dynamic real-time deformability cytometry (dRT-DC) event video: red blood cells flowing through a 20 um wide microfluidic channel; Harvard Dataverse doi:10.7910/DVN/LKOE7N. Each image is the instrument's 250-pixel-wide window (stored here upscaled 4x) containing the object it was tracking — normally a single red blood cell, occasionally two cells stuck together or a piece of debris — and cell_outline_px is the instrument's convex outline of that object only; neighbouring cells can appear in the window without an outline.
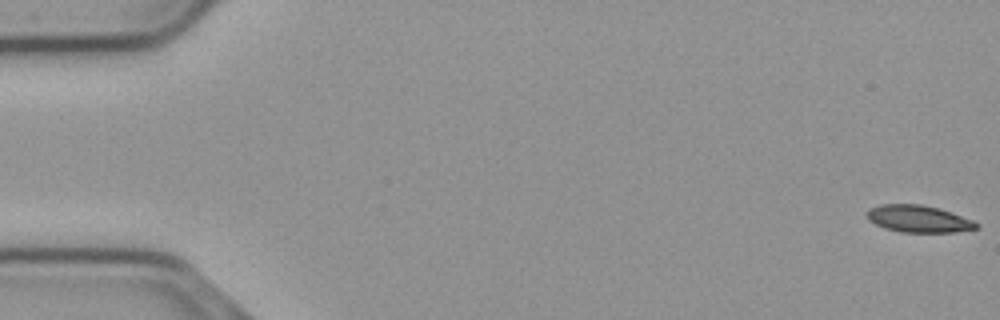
{"species": "common noctule bat (a hibernating species)", "species_latin": "Nyctalus noctula", "temperature_condition": "cold", "stored_images_in_passage": 56, "camera_frame_rate_fps": 3000, "um_per_image_px": 0.085, "animal": {"sex": "male", "body_mass_g": 23.1, "forearm_length_mm": 52.7}, "frame": {"image": 1, "passage_image": 1, "time_ms": 0.0, "image_size_px": [1000, 320], "cell_outline_px": [[980, 228], [956, 232], [900, 232], [884, 228], [868, 220], [868, 208], [880, 204], [920, 204], [940, 208], [972, 220], [980, 224]], "centroid_in_image_um": [78.09, 18.6], "position_along_channel_um": 6.9, "area_um2": 17.34}}
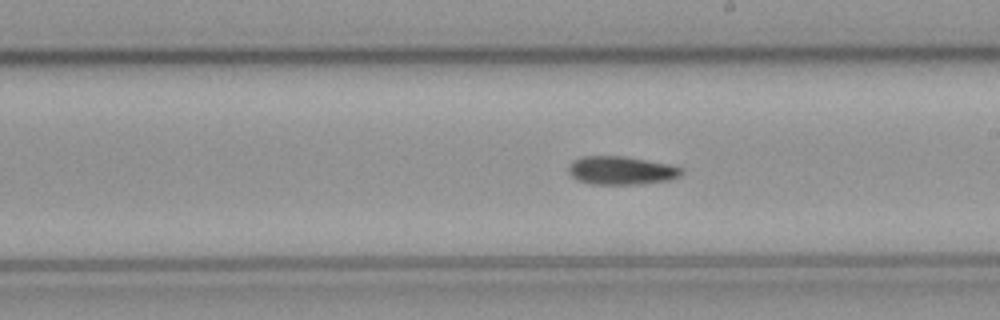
{"frame": {"image": 2, "passage_image": 32, "time_ms": 10.333, "image_size_px": [1000, 320], "cell_outline_px": [[684, 172], [680, 176], [668, 180], [636, 184], [588, 184], [572, 176], [568, 172], [568, 164], [572, 160], [580, 156], [624, 156], [668, 164], [684, 168]], "centroid_in_image_um": [52.78, 14.48], "position_along_channel_um": 236.2, "area_um2": 18.73}}
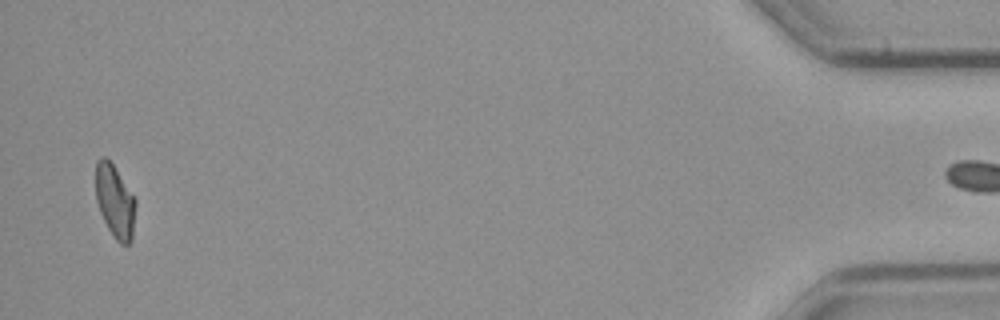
{"frame": {"image": 3, "passage_image": 55, "time_ms": 18.0, "image_size_px": [1000, 320], "cell_outline_px": [[136, 204], [132, 240], [128, 244], [120, 244], [116, 240], [108, 228], [100, 212], [96, 200], [96, 164], [100, 156], [104, 156], [112, 164], [136, 200]], "centroid_in_image_um": [9.77, 17.14], "position_along_channel_um": 425.4, "area_um2": 16.76}}